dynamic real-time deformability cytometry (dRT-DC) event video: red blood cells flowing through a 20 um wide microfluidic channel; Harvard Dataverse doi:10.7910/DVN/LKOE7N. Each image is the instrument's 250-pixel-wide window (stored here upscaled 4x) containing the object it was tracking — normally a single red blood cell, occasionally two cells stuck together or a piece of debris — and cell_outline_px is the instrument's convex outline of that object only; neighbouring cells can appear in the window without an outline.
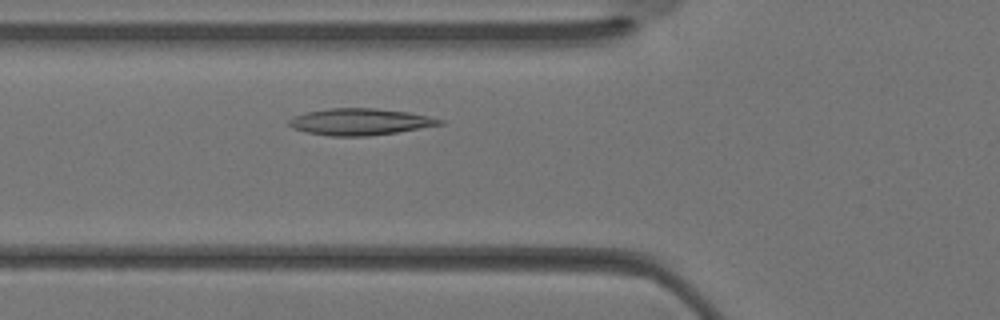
{"species": "Egyptian fruit bat (a non-hibernating species)", "species_latin": "Rousettus aegyptiacus", "temperature_condition": "warm", "stored_images_in_passage": 30, "camera_frame_rate_fps": 3000, "um_per_image_px": 0.085, "animal": {"sex": "female"}, "frame": {"image": 1, "passage_image": 8, "time_ms": 2.333, "image_size_px": [1000, 320], "cell_outline_px": [[444, 124], [396, 132], [368, 136], [332, 136], [304, 132], [292, 128], [288, 124], [288, 120], [296, 116], [308, 112], [328, 108], [376, 108], [408, 112], [428, 116], [444, 120]], "centroid_in_image_um": [30.6, 10.35], "position_along_channel_um": 95.2, "area_um2": 23.29}}
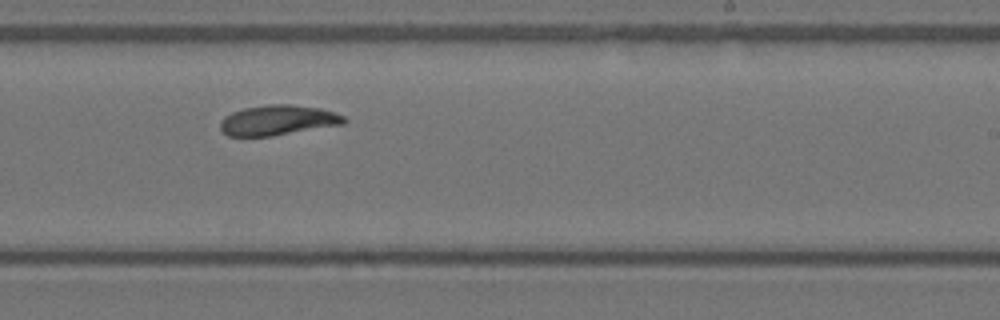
{"frame": {"image": 2, "passage_image": 17, "time_ms": 5.333, "image_size_px": [1000, 320], "cell_outline_px": [[348, 120], [344, 124], [268, 136], [228, 136], [220, 128], [220, 120], [224, 116], [232, 112], [244, 108], [268, 104], [292, 104], [320, 108], [344, 116]], "centroid_in_image_um": [23.6, 10.2], "position_along_channel_um": 265.4, "area_um2": 21.62}}
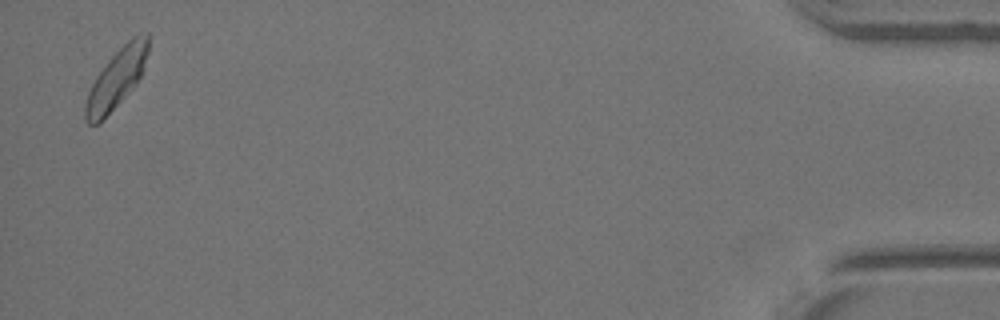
{"frame": {"image": 3, "passage_image": 30, "time_ms": 9.667, "image_size_px": [1000, 320], "cell_outline_px": [[148, 52], [144, 68], [136, 84], [100, 124], [88, 124], [84, 120], [84, 108], [88, 92], [96, 76], [108, 60], [132, 36], [140, 32], [148, 32]], "centroid_in_image_um": [9.9, 6.7], "position_along_channel_um": 425.3, "area_um2": 21.68}}